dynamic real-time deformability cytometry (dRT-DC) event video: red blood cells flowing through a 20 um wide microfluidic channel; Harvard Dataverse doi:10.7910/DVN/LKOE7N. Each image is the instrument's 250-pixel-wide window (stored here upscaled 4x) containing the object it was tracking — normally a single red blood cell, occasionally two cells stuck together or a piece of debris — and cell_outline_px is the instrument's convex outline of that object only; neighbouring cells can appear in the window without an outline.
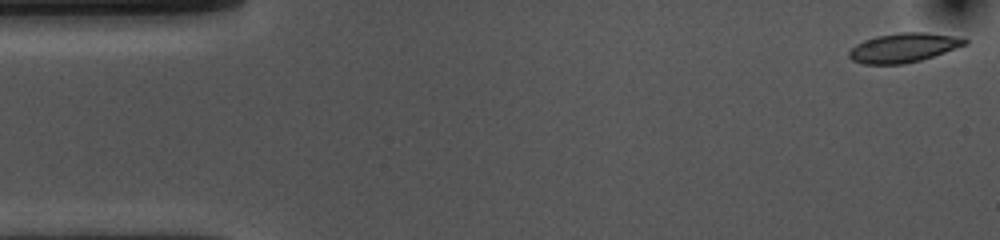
{"species": "common noctule bat (a hibernating species)", "species_latin": "Nyctalus noctula", "temperature_condition": "cold", "stored_images_in_passage": 54, "camera_frame_rate_fps": 3000, "um_per_image_px": 0.085, "animal": {"sex": "female", "body_mass_g": 10.0, "forearm_length_mm": 53.1}, "frame": {"image": 1, "passage_image": 1, "time_ms": 0.0, "image_size_px": [1000, 240], "cell_outline_px": [[968, 44], [920, 60], [904, 64], [864, 64], [852, 60], [848, 56], [848, 52], [856, 44], [864, 40], [876, 36], [900, 32], [924, 32], [952, 36], [968, 40]], "centroid_in_image_um": [76.76, 4.05], "position_along_channel_um": 8.2, "area_um2": 19.54}}
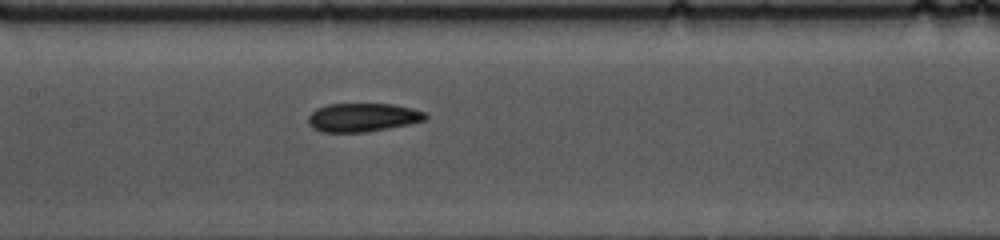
{"frame": {"image": 2, "passage_image": 24, "time_ms": 7.667, "image_size_px": [1000, 240], "cell_outline_px": [[428, 120], [388, 128], [364, 132], [324, 132], [312, 128], [308, 124], [308, 116], [316, 108], [328, 104], [392, 104], [412, 108], [424, 112], [428, 116]], "centroid_in_image_um": [30.82, 9.98], "position_along_channel_um": 176.6, "area_um2": 19.54}}
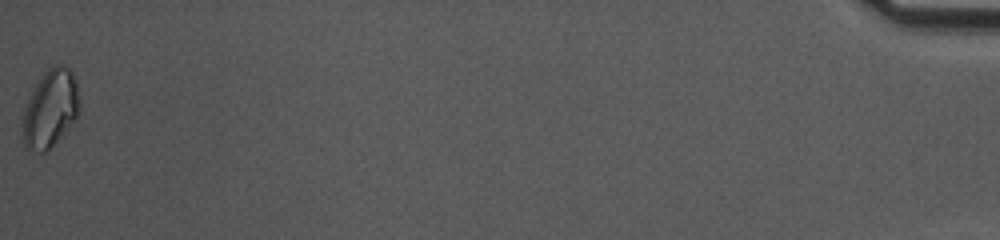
{"frame": {"image": 3, "passage_image": 54, "time_ms": 17.667, "image_size_px": [1000, 240], "cell_outline_px": [[80, 112], [64, 132], [44, 152], [28, 152], [24, 148], [20, 128], [24, 108], [32, 88], [44, 72], [48, 68], [56, 64], [60, 64], [68, 68], [72, 72], [76, 80], [80, 96]], "centroid_in_image_um": [4.24, 9.23], "position_along_channel_um": 431.0, "area_um2": 26.24}, "authors_computed_cell_mechanics": {"area_um2": 19.5075, "velocity_mm_per_s": 3.6015, "shape_relaxation_time_tau1_ms": 10.5823, "shape_relaxation_time_tau2_ms": null, "deformation_change_tau1": 0.1853, "deformation_change_tau2": null}}